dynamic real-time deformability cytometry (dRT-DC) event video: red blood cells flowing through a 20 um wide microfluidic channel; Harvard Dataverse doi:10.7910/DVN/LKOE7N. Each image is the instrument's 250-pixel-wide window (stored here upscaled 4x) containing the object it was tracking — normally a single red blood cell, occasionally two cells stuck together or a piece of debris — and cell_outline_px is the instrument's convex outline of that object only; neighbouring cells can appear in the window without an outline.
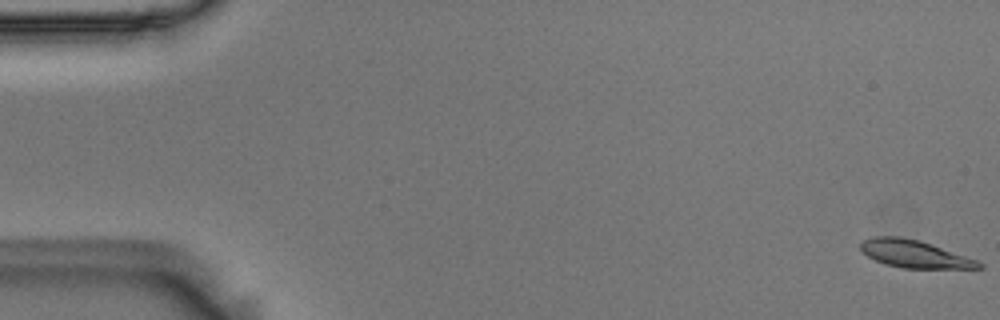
{"species": "Egyptian fruit bat (a non-hibernating species)", "species_latin": "Rousettus aegyptiacus", "temperature_condition": "room temperature", "stored_images_in_passage": 56, "camera_frame_rate_fps": 3000, "um_per_image_px": 0.085, "animal": {"sex": "male"}, "frame": {"image": 1, "passage_image": 1, "time_ms": 0.0, "image_size_px": [1000, 320], "cell_outline_px": [[984, 268], [904, 268], [884, 264], [868, 256], [860, 248], [860, 244], [864, 240], [872, 236], [900, 236], [920, 240], [976, 260], [984, 264]], "centroid_in_image_um": [77.71, 21.58], "position_along_channel_um": 7.3, "area_um2": 18.79}}
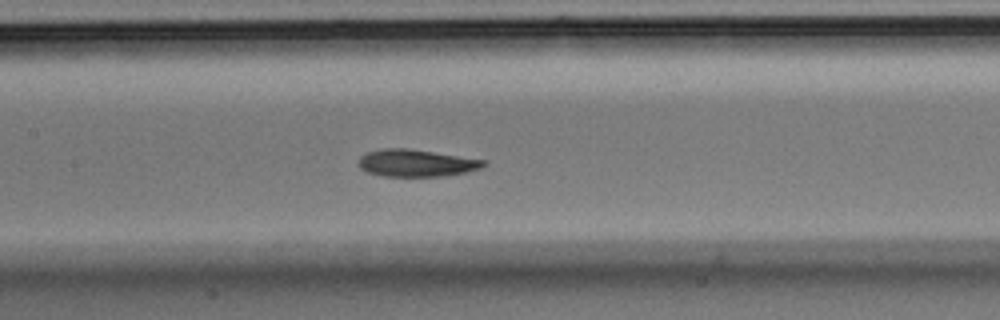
{"frame": {"image": 2, "passage_image": 27, "time_ms": 8.667, "image_size_px": [1000, 320], "cell_outline_px": [[488, 164], [480, 168], [464, 172], [444, 176], [384, 176], [368, 172], [360, 168], [360, 156], [364, 152], [380, 148], [408, 148], [484, 160]], "centroid_in_image_um": [35.34, 13.85], "position_along_channel_um": 172.1, "area_um2": 19.65}}
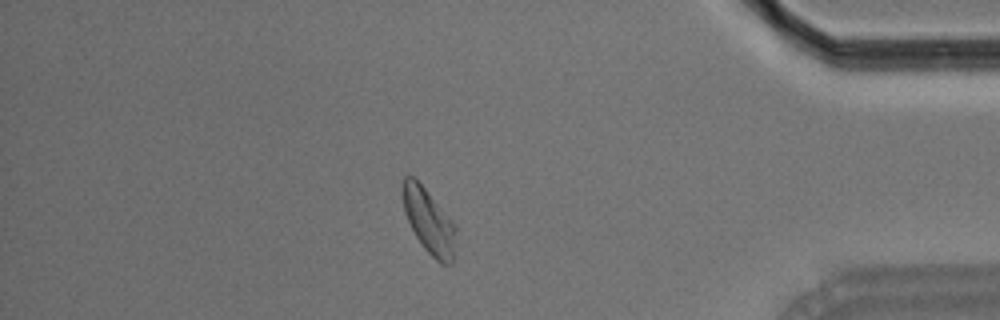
{"frame": {"image": 3, "passage_image": 49, "time_ms": 16.0, "image_size_px": [1000, 320], "cell_outline_px": [[456, 232], [452, 264], [440, 264], [424, 248], [416, 236], [404, 212], [400, 192], [400, 184], [404, 176], [412, 176], [424, 188], [452, 220], [456, 228]], "centroid_in_image_um": [36.41, 18.78], "position_along_channel_um": 398.8, "area_um2": 20.0}, "authors_computed_cell_mechanics": {"area_um2": 19.9121, "velocity_mm_per_s": 3.5824, "shape_relaxation_time_tau1_ms": 4.3035, "shape_relaxation_time_tau2_ms": 2.9351, "deformation_change_tau1": 0.156, "deformation_change_tau2": 0.0706}}